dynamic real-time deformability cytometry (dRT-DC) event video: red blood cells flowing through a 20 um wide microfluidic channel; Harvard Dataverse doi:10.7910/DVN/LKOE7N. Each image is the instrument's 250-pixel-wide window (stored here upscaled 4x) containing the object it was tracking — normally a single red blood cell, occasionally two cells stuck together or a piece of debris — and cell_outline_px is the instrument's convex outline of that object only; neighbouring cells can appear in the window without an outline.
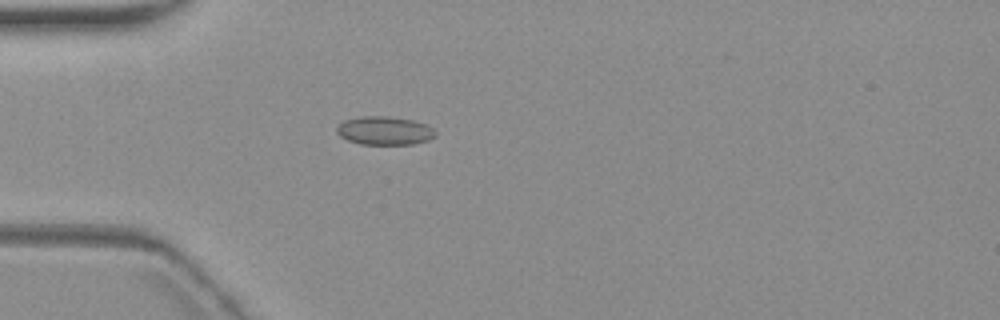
{"species": "common noctule bat (a hibernating species)", "species_latin": "Nyctalus noctula", "temperature_condition": "warm", "stored_images_in_passage": 5, "camera_frame_rate_fps": 3000, "um_per_image_px": 0.085, "animal": {"sex": "female", "body_mass_g": 19.3, "forearm_length_mm": 54.1}, "frame": {"image": 1, "passage_image": 4, "time_ms": 3.667, "image_size_px": [1000, 320], "cell_outline_px": [[436, 136], [428, 140], [412, 144], [360, 144], [348, 140], [340, 136], [336, 132], [336, 124], [344, 120], [360, 116], [388, 116], [412, 120], [424, 124], [432, 128], [436, 132]], "centroid_in_image_um": [32.64, 11.1], "position_along_channel_um": 52.4, "area_um2": 16.42}}